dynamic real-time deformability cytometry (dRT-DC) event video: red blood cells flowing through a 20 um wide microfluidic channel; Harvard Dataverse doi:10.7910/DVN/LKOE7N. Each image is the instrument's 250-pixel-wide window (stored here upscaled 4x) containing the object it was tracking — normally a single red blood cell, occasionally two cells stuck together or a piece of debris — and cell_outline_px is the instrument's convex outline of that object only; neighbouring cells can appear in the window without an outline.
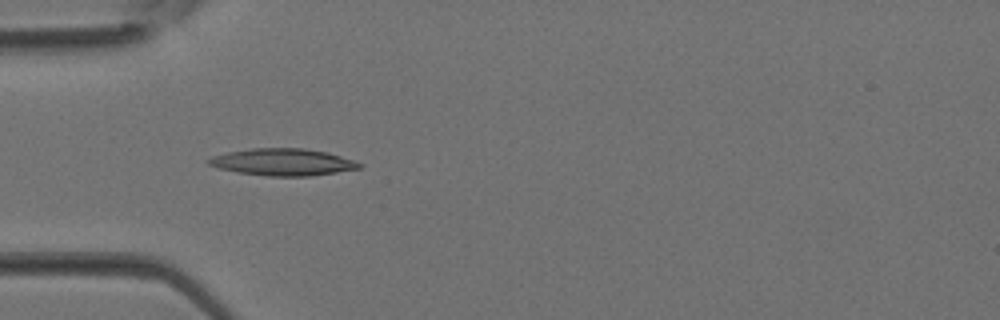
{"species": "Egyptian fruit bat (a non-hibernating species)", "species_latin": "Rousettus aegyptiacus", "temperature_condition": "room temperature", "stored_images_in_passage": 4, "camera_frame_rate_fps": 3000, "um_per_image_px": 0.085, "animal": {"sex": "female"}, "frame": {"image": 1, "passage_image": 4, "time_ms": 1.0, "image_size_px": [1000, 320], "cell_outline_px": [[364, 164], [360, 168], [312, 176], [268, 176], [240, 172], [220, 168], [208, 164], [204, 160], [212, 156], [228, 152], [252, 148], [304, 148], [328, 152]], "centroid_in_image_um": [24.04, 13.77], "position_along_channel_um": 61.0, "area_um2": 23.58}}